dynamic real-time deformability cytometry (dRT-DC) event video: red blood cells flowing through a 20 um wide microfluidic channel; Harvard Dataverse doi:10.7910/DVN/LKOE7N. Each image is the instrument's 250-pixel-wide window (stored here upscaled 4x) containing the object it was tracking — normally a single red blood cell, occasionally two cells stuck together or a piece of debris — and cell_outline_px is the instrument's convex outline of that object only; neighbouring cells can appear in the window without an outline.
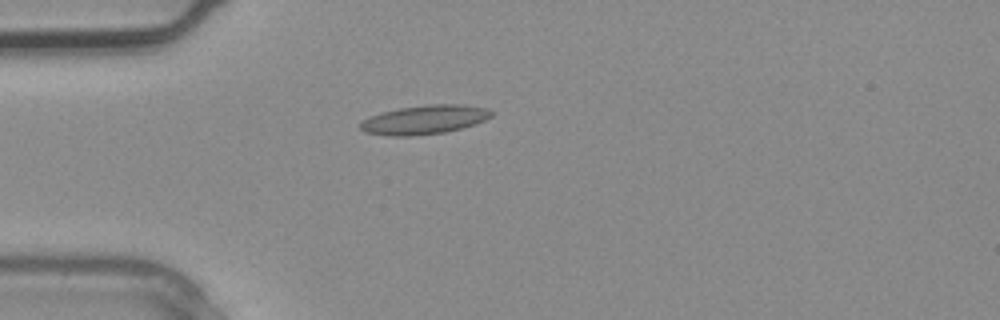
{"species": "common noctule bat (a hibernating species)", "species_latin": "Nyctalus noctula", "temperature_condition": "warm", "stored_images_in_passage": 1, "camera_frame_rate_fps": 3000, "um_per_image_px": 0.085, "animal": {"sex": "male", "body_mass_g": 20.4}, "frame": {"image": 1, "passage_image": 1, "time_ms": 0.0, "image_size_px": [1000, 320], "cell_outline_px": [[492, 116], [476, 124], [444, 132], [412, 136], [388, 136], [364, 132], [360, 128], [360, 124], [368, 116], [400, 108], [428, 104], [464, 104], [484, 108], [492, 112]], "centroid_in_image_um": [36.06, 10.17], "position_along_channel_um": 48.9, "area_um2": 22.02}}